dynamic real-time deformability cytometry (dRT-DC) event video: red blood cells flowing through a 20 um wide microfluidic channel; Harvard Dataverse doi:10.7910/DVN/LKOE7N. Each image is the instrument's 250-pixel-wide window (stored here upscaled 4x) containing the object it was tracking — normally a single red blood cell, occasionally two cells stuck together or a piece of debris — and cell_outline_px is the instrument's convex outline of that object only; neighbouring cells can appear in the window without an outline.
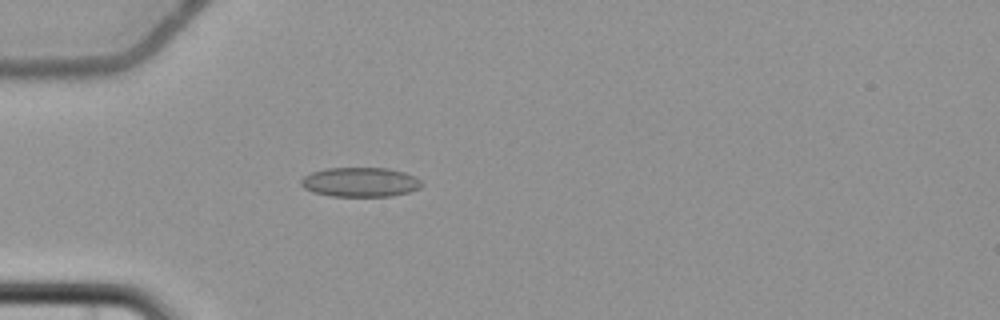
{"species": "common noctule bat (a hibernating species)", "species_latin": "Nyctalus noctula", "temperature_condition": "cold", "stored_images_in_passage": 4, "camera_frame_rate_fps": 3000, "um_per_image_px": 0.085, "animal": {"sex": "female", "body_mass_g": 22.7, "forearm_length_mm": 54.2}, "frame": {"image": 1, "passage_image": 4, "time_ms": 3.667, "image_size_px": [1000, 320], "cell_outline_px": [[424, 184], [420, 188], [408, 192], [392, 196], [332, 196], [312, 192], [304, 188], [300, 184], [300, 180], [304, 176], [312, 172], [328, 168], [388, 168], [404, 172], [416, 176]], "centroid_in_image_um": [30.63, 15.48], "position_along_channel_um": 54.4, "area_um2": 20.81}}